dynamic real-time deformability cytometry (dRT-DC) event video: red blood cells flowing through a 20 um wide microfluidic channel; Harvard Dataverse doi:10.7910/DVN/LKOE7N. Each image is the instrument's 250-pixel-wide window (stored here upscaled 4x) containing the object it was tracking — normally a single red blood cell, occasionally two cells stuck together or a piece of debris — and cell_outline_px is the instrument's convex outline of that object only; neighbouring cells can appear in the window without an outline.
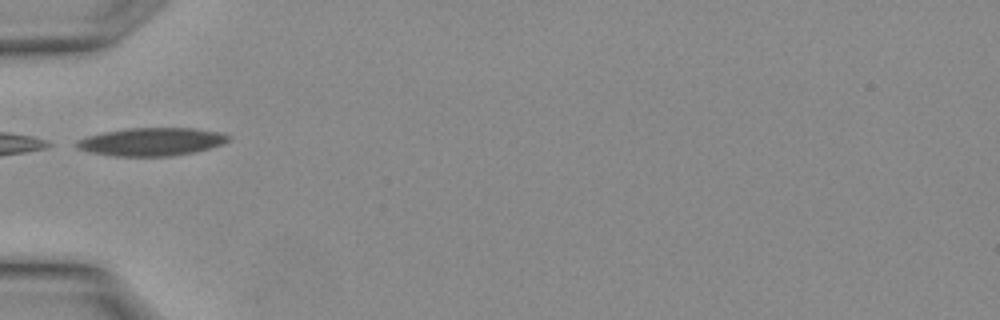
{"species": "Egyptian fruit bat (a non-hibernating species)", "species_latin": "Rousettus aegyptiacus", "temperature_condition": "warm", "stored_images_in_passage": 18, "camera_frame_rate_fps": 3000, "um_per_image_px": 0.085, "animal": {"sex": "female"}, "frame": {"image": 1, "passage_image": 1, "time_ms": 0.0, "image_size_px": [1000, 320], "cell_outline_px": [[232, 140], [224, 144], [196, 152], [172, 156], [112, 156], [88, 152], [76, 148], [76, 140], [88, 136], [104, 132], [128, 128], [192, 128], [220, 132], [232, 136]], "centroid_in_image_um": [12.92, 12.05], "position_along_channel_um": 72.1, "area_um2": 25.09}}
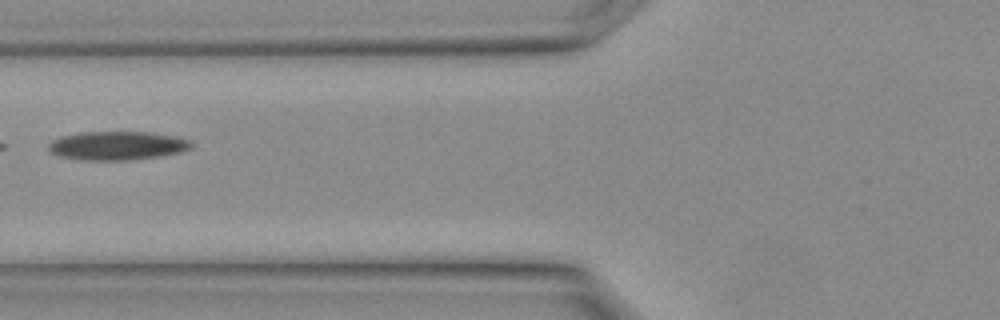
{"frame": {"image": 2, "passage_image": 3, "time_ms": 0.667, "image_size_px": [1000, 320], "cell_outline_px": [[192, 148], [180, 152], [160, 156], [128, 160], [76, 160], [56, 156], [48, 152], [48, 144], [52, 140], [64, 136], [80, 132], [148, 132], [176, 136], [188, 140], [192, 144]], "centroid_in_image_um": [9.91, 12.39], "position_along_channel_um": 115.9, "area_um2": 24.04}}